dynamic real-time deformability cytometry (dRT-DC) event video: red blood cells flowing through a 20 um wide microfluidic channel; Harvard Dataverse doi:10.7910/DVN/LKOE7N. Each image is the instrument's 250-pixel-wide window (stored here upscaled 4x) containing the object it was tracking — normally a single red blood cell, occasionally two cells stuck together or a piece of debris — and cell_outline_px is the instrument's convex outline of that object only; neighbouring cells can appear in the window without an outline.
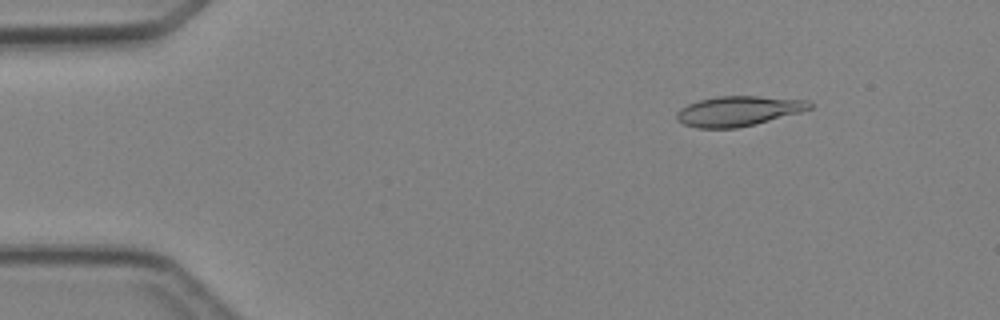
{"species": "Egyptian fruit bat (a non-hibernating species)", "species_latin": "Rousettus aegyptiacus", "temperature_condition": "cold", "stored_images_in_passage": 4, "camera_frame_rate_fps": 3000, "um_per_image_px": 0.085, "animal": {"sex": "female"}, "frame": {"image": 1, "passage_image": 2, "time_ms": 1.0, "image_size_px": [1000, 320], "cell_outline_px": [[812, 108], [800, 112], [756, 124], [736, 128], [696, 128], [684, 124], [676, 120], [676, 112], [680, 108], [688, 104], [700, 100], [716, 96], [756, 96], [808, 100], [812, 104]], "centroid_in_image_um": [62.73, 9.44], "position_along_channel_um": 22.3, "area_um2": 23.24}}